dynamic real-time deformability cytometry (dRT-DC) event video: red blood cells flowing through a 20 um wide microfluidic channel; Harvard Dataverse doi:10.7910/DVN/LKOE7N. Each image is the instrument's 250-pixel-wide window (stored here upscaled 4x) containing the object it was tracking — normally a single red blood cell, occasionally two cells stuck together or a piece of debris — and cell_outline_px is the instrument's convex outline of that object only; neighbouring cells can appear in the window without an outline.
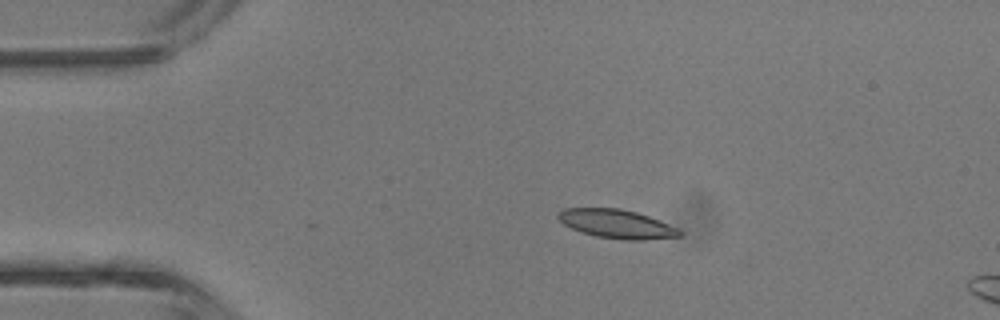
{"species": "common noctule bat (a hibernating species)", "species_latin": "Nyctalus noctula", "temperature_condition": "room temperature", "stored_images_in_passage": 5, "camera_frame_rate_fps": 3000, "um_per_image_px": 0.085, "animal": {"sex": "male", "body_mass_g": 13.3}, "frame": {"image": 1, "passage_image": 3, "time_ms": 2.333, "image_size_px": [1000, 320], "cell_outline_px": [[684, 232], [680, 236], [644, 240], [624, 240], [596, 236], [580, 232], [564, 224], [556, 216], [564, 208], [620, 208], [636, 212], [648, 216], [668, 224]], "centroid_in_image_um": [52.41, 19.03], "position_along_channel_um": 32.6, "area_um2": 20.23}}